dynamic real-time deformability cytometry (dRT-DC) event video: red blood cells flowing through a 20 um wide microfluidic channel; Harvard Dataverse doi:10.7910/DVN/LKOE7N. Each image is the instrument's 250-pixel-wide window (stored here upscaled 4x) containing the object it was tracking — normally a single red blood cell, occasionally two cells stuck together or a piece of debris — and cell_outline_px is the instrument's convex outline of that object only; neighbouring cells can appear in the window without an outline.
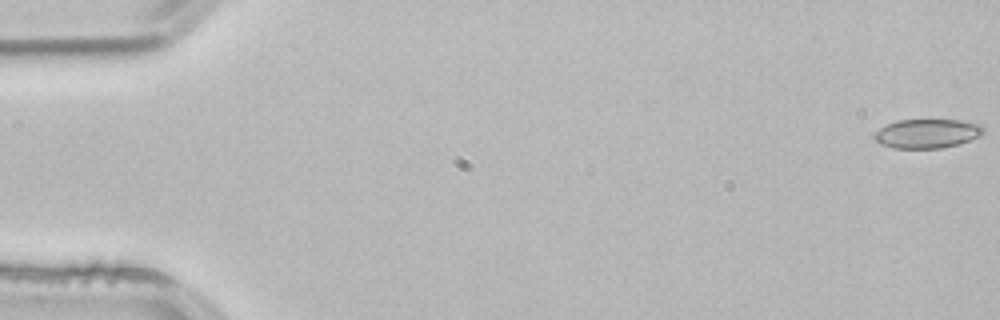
{"species": "common noctule bat (a hibernating species)", "species_latin": "Nyctalus noctula", "temperature_condition": "room temperature", "stored_images_in_passage": 3, "camera_frame_rate_fps": 3000, "um_per_image_px": 0.085, "animal": {"sex": "male", "body_mass_g": 21.5, "forearm_length_mm": 52.0}, "frame": {"image": 1, "passage_image": 1, "time_ms": 0.0, "image_size_px": [1000, 320], "cell_outline_px": [[984, 132], [980, 136], [956, 144], [940, 148], [892, 148], [880, 144], [872, 136], [880, 128], [896, 120], [960, 120], [980, 124], [984, 128]], "centroid_in_image_um": [78.79, 11.35], "position_along_channel_um": 6.2, "area_um2": 18.38}}
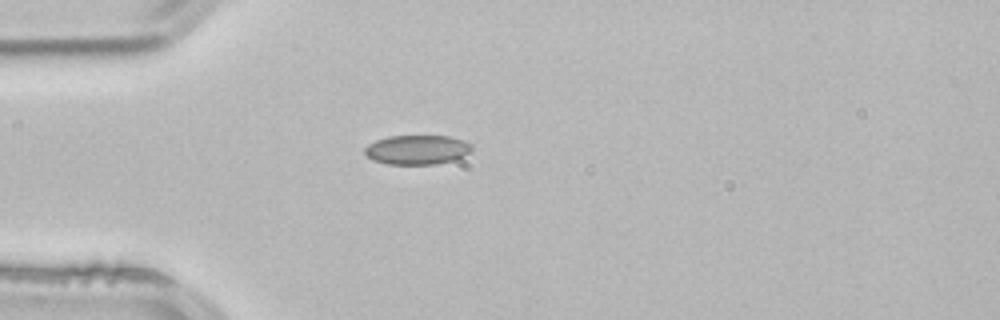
{"frame": {"image": 2, "passage_image": 3, "time_ms": 0.667, "image_size_px": [1000, 320], "cell_outline_px": [[472, 148], [464, 156], [452, 160], [436, 164], [388, 164], [372, 160], [364, 152], [364, 148], [368, 144], [376, 140], [388, 136], [448, 136], [464, 140], [472, 144]], "centroid_in_image_um": [35.44, 12.72], "position_along_channel_um": 49.6, "area_um2": 18.32}}